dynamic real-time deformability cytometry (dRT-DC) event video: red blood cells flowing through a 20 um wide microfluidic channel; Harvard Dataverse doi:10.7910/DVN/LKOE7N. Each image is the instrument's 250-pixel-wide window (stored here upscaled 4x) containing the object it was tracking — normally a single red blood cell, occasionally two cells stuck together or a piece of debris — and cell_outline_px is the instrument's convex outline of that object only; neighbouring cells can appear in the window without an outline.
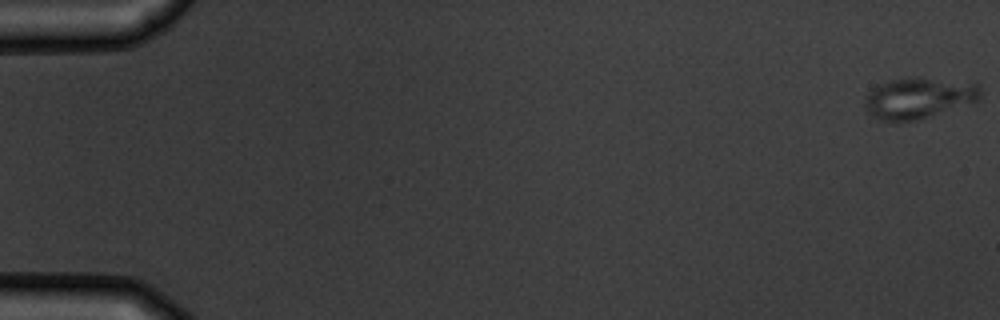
{"species": "common noctule bat (a hibernating species)", "species_latin": "Nyctalus noctula", "temperature_condition": "warm", "stored_images_in_passage": 5, "camera_frame_rate_fps": 3000, "um_per_image_px": 0.085, "animal": {"sex": "male", "body_mass_g": 19.5, "forearm_length_mm": 54.6}, "frame": {"image": 1, "passage_image": 1, "time_ms": 0.0, "image_size_px": [1000, 320], "cell_outline_px": [[980, 96], [976, 100], [916, 120], [896, 124], [880, 120], [872, 116], [864, 108], [864, 100], [868, 92], [880, 84], [888, 80], [916, 76], [980, 84]], "centroid_in_image_um": [77.98, 8.34], "position_along_channel_um": 7.0, "area_um2": 27.63}}